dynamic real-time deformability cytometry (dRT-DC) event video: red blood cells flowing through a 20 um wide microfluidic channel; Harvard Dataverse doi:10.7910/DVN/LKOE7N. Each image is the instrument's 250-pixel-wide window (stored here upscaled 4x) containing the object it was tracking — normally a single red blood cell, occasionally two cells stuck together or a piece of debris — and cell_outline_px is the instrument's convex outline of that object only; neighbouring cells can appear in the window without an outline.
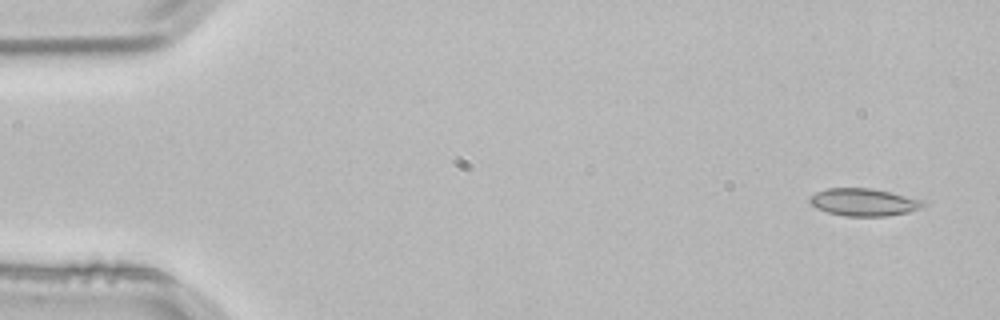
{"species": "common noctule bat (a hibernating species)", "species_latin": "Nyctalus noctula", "temperature_condition": "room temperature", "stored_images_in_passage": 4, "camera_frame_rate_fps": 3000, "um_per_image_px": 0.085, "animal": {"sex": "male", "body_mass_g": 21.5, "forearm_length_mm": 52.0}, "frame": {"image": 1, "passage_image": 1, "time_ms": 0.0, "image_size_px": [1000, 320], "cell_outline_px": [[924, 204], [920, 208], [908, 212], [888, 216], [844, 216], [828, 212], [816, 208], [808, 200], [816, 192], [828, 188], [872, 188], [920, 200]], "centroid_in_image_um": [73.36, 17.19], "position_along_channel_um": 11.6, "area_um2": 17.8}}